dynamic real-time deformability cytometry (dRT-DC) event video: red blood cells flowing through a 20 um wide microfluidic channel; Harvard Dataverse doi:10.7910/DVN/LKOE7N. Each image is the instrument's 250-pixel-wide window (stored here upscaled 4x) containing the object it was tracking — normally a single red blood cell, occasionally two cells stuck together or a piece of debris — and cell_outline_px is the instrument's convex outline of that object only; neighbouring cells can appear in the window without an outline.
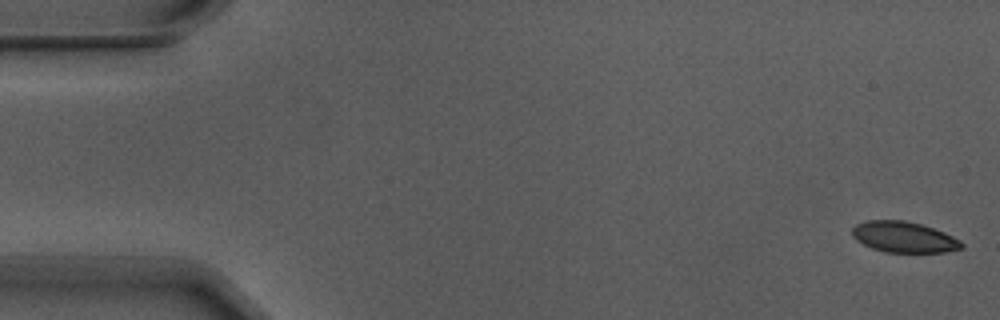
{"species": "Egyptian fruit bat (a non-hibernating species)", "species_latin": "Rousettus aegyptiacus", "temperature_condition": "warm", "stored_images_in_passage": 7, "camera_frame_rate_fps": 3000, "um_per_image_px": 0.085, "animal": {"sex": "male"}, "frame": {"image": 1, "passage_image": 1, "time_ms": 0.0, "image_size_px": [1000, 320], "cell_outline_px": [[964, 248], [944, 252], [884, 252], [872, 248], [856, 240], [852, 236], [852, 228], [856, 224], [864, 220], [904, 220], [920, 224], [944, 232], [960, 240], [964, 244]], "centroid_in_image_um": [76.82, 20.15], "position_along_channel_um": 8.2, "area_um2": 19.71}}
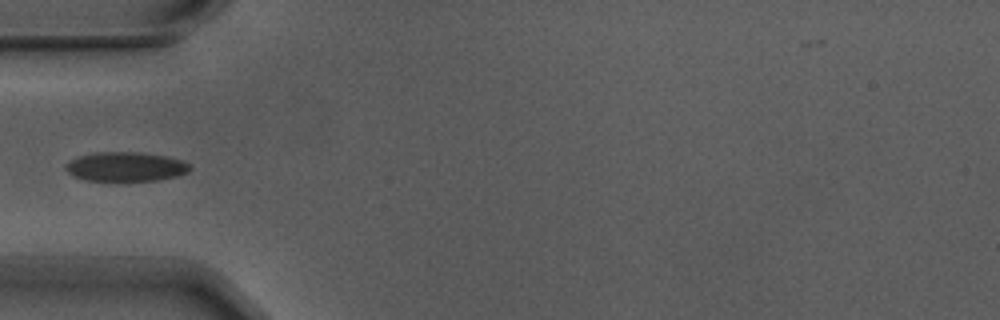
{"frame": {"image": 2, "passage_image": 5, "time_ms": 1.333, "image_size_px": [1000, 320], "cell_outline_px": [[192, 168], [188, 172], [176, 176], [156, 180], [88, 180], [72, 176], [64, 168], [64, 164], [80, 156], [96, 152], [140, 152], [168, 156], [184, 160], [192, 164]], "centroid_in_image_um": [10.73, 14.15], "position_along_channel_um": 74.3, "area_um2": 21.27}}
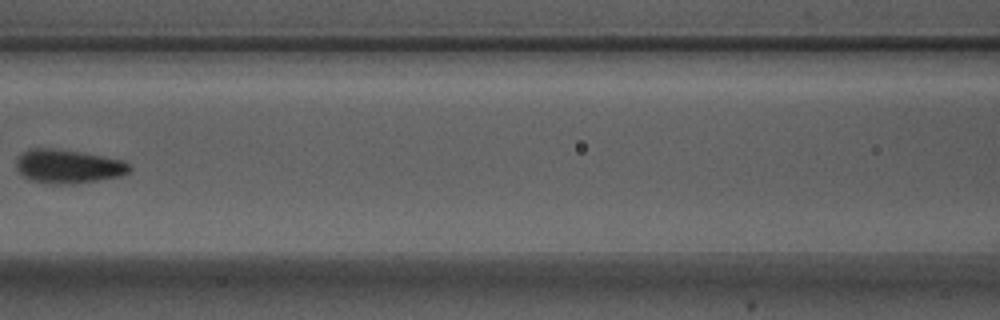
{"frame": {"image": 3, "passage_image": 7, "time_ms": 2.0, "image_size_px": [1000, 320], "cell_outline_px": [[132, 172], [120, 176], [76, 184], [56, 184], [28, 180], [16, 168], [16, 160], [24, 152], [32, 148], [48, 148], [80, 152], [104, 156], [124, 160], [132, 168]], "centroid_in_image_um": [5.83, 14.15], "position_along_channel_um": 160.8, "area_um2": 22.31}}